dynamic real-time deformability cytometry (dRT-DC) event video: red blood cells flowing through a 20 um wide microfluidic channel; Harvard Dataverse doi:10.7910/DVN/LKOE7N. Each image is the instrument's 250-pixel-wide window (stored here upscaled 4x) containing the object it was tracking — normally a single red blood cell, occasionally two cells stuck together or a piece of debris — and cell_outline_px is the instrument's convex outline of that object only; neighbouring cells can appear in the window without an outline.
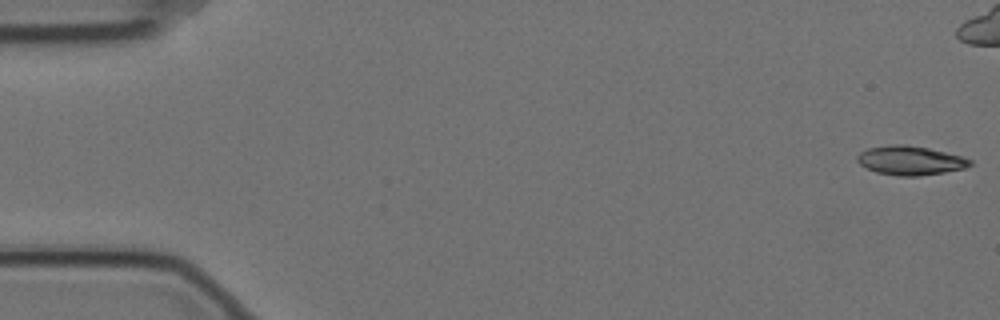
{"species": "Egyptian fruit bat (a non-hibernating species)", "species_latin": "Rousettus aegyptiacus", "temperature_condition": "cold", "stored_images_in_passage": 58, "camera_frame_rate_fps": 3000, "um_per_image_px": 0.085, "animal": {"sex": "female"}, "frame": {"image": 1, "passage_image": 1, "time_ms": 0.0, "image_size_px": [1000, 320], "cell_outline_px": [[972, 164], [964, 168], [944, 172], [916, 176], [896, 176], [876, 172], [860, 164], [856, 160], [856, 156], [860, 152], [868, 148], [892, 144], [904, 144], [928, 148], [960, 156], [972, 160]], "centroid_in_image_um": [77.34, 13.64], "position_along_channel_um": 7.7, "area_um2": 18.96}}
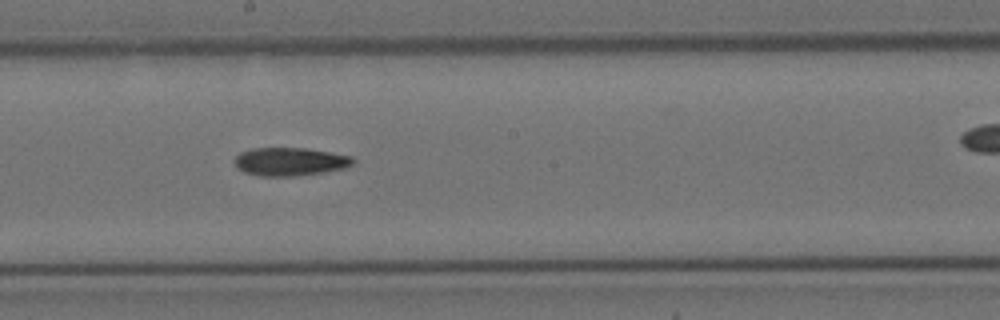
{"frame": {"image": 2, "passage_image": 31, "time_ms": 10.0, "image_size_px": [1000, 320], "cell_outline_px": [[356, 160], [352, 164], [344, 168], [324, 172], [296, 176], [260, 176], [244, 172], [236, 168], [232, 160], [240, 152], [252, 148], [308, 148], [352, 156]], "centroid_in_image_um": [24.62, 13.73], "position_along_channel_um": 223.6, "area_um2": 19.71}}
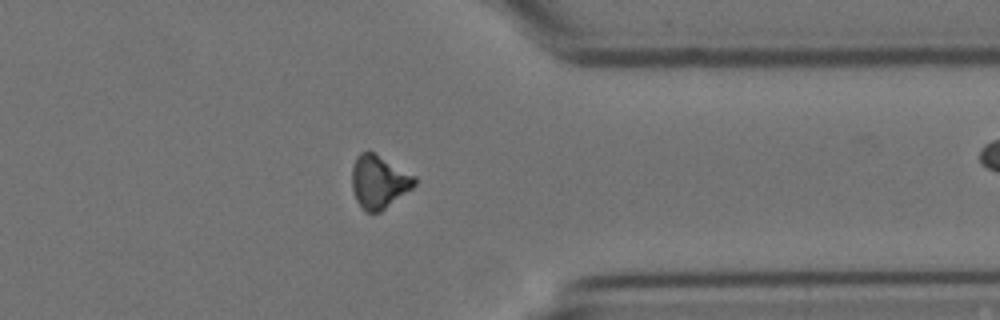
{"frame": {"image": 3, "passage_image": 45, "time_ms": 14.667, "image_size_px": [1000, 320], "cell_outline_px": [[416, 184], [412, 188], [380, 212], [368, 212], [356, 200], [352, 188], [352, 168], [356, 156], [360, 152], [372, 152], [416, 176]], "centroid_in_image_um": [32.2, 15.45], "position_along_channel_um": 379.2, "area_um2": 19.02}, "authors_computed_cell_mechanics": {"area_um2": 19.1029, "velocity_mm_per_s": 3.5138, "shape_relaxation_time_tau1_ms": 6.8256, "shape_relaxation_time_tau2_ms": null, "deformation_change_tau1": 0.1671, "deformation_change_tau2": null}}